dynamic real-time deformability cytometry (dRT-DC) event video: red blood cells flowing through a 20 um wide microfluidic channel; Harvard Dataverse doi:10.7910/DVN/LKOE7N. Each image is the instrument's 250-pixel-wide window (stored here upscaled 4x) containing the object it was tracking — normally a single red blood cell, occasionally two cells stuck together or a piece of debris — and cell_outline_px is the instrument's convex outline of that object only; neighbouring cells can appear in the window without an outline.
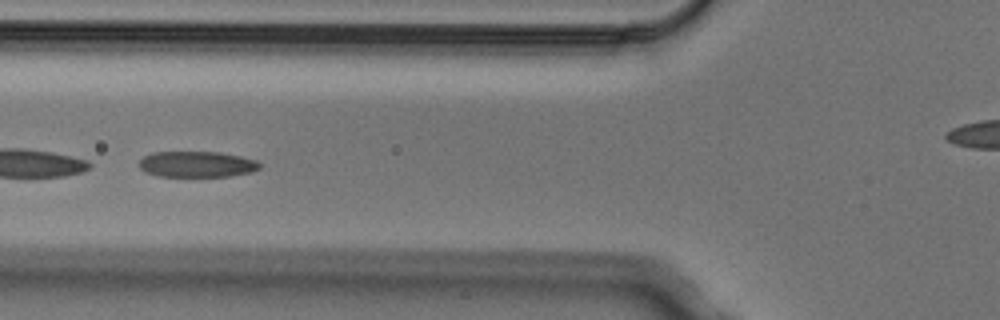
{"species": "Egyptian fruit bat (a non-hibernating species)", "species_latin": "Rousettus aegyptiacus", "temperature_condition": "cold", "stored_images_in_passage": 7, "segment_of_instrument_passage": [2, 2], "camera_frame_rate_fps": 3000, "um_per_image_px": 0.085, "animal": {"sex": "male"}, "frame": {"image": 1, "passage_image": 6, "time_ms": 1.667, "image_size_px": [1000, 320], "cell_outline_px": [[260, 168], [252, 172], [228, 176], [160, 176], [144, 172], [140, 168], [140, 160], [144, 156], [152, 152], [220, 152], [240, 156], [256, 160], [260, 164]], "centroid_in_image_um": [16.73, 13.96], "position_along_channel_um": 109.1, "area_um2": 18.15}}
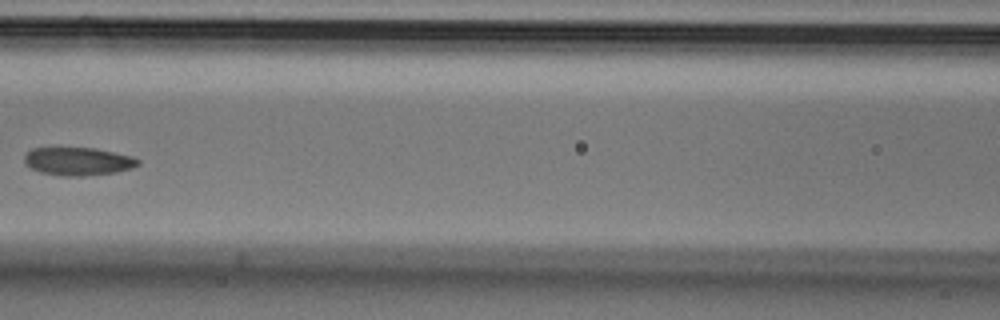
{"frame": {"image": 2, "passage_image": 7, "time_ms": 2.0, "image_size_px": [1000, 320], "cell_outline_px": [[140, 164], [132, 168], [116, 172], [80, 176], [64, 176], [40, 172], [24, 164], [24, 156], [32, 148], [96, 148], [132, 156], [140, 160]], "centroid_in_image_um": [6.64, 13.71], "position_along_channel_um": 160.0, "area_um2": 18.55}}